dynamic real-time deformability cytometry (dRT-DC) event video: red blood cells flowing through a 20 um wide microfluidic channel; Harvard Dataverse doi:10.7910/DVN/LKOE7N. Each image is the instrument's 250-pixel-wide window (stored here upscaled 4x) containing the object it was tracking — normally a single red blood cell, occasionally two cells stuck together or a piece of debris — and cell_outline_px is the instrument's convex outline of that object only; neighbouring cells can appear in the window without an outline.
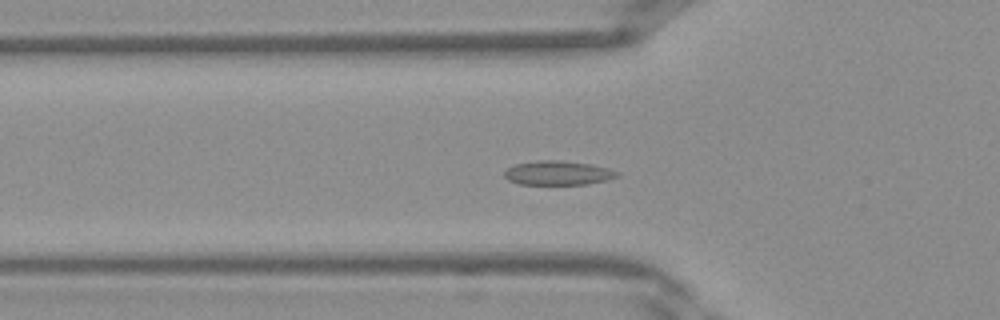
{"species": "Egyptian fruit bat (a non-hibernating species)", "species_latin": "Rousettus aegyptiacus", "temperature_condition": "warm", "stored_images_in_passage": 40, "camera_frame_rate_fps": 3000, "um_per_image_px": 0.085, "frame": {"image": 1, "passage_image": 13, "time_ms": 4.0, "image_size_px": [1000, 320], "cell_outline_px": [[620, 176], [608, 180], [588, 184], [520, 184], [508, 180], [504, 176], [504, 172], [508, 168], [516, 164], [536, 160], [560, 160], [592, 164], [608, 168], [620, 172]], "centroid_in_image_um": [47.47, 14.7], "position_along_channel_um": 78.3, "area_um2": 16.01}}
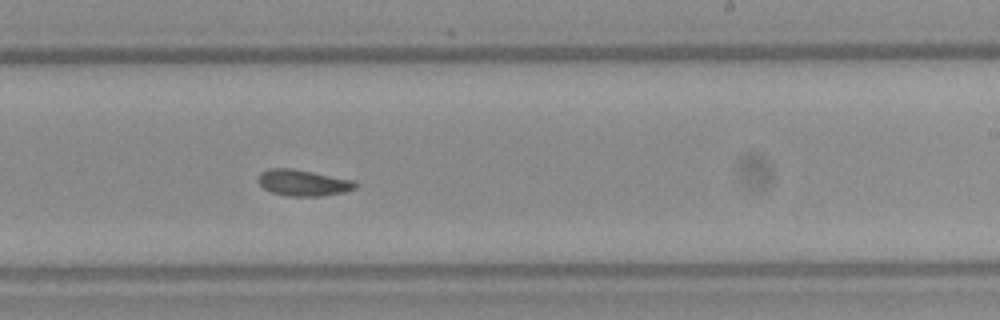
{"frame": {"image": 2, "passage_image": 24, "time_ms": 7.667, "image_size_px": [1000, 320], "cell_outline_px": [[356, 188], [344, 192], [320, 196], [284, 196], [272, 192], [264, 188], [260, 184], [260, 172], [268, 168], [292, 168], [356, 180]], "centroid_in_image_um": [25.79, 15.53], "position_along_channel_um": 263.2, "area_um2": 14.85}}
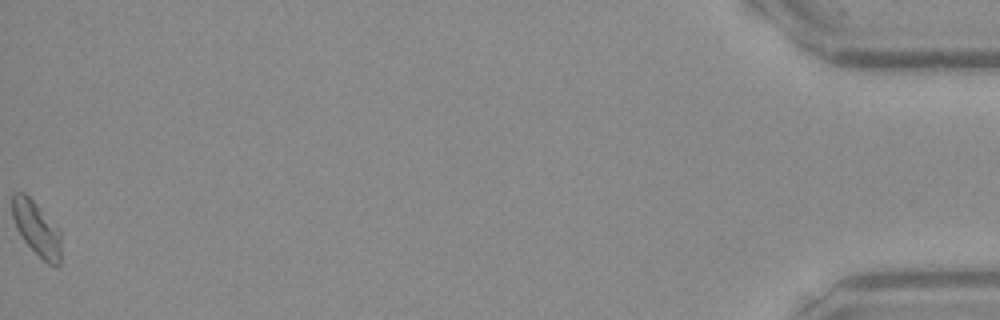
{"frame": {"image": 3, "passage_image": 40, "time_ms": 13.0, "image_size_px": [1000, 320], "cell_outline_px": [[60, 264], [48, 264], [20, 236], [16, 228], [12, 216], [12, 196], [16, 192], [24, 192], [36, 204], [60, 232]], "centroid_in_image_um": [3.07, 19.41], "position_along_channel_um": 432.1, "area_um2": 14.91}}